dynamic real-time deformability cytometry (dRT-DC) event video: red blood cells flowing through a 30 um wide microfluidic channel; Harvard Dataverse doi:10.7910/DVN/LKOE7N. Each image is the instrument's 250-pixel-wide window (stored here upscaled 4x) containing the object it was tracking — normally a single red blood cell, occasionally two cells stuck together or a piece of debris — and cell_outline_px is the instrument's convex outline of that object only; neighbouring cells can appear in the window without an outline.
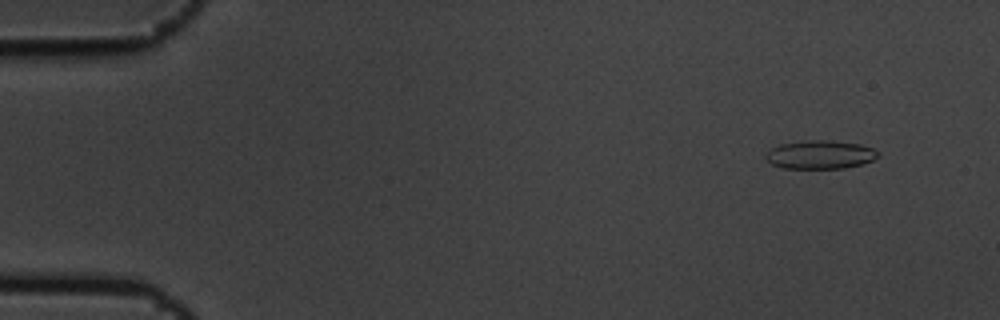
{"species": "common noctule bat (a hibernating species)", "species_latin": "Nyctalus noctula", "temperature_condition": "cold", "stored_images_in_passage": 15, "camera_frame_rate_fps": 3000, "um_per_image_px": 0.085, "animal": {"sex": "male", "body_mass_g": 19.5, "forearm_length_mm": 54.6}, "frame": {"image": 1, "passage_image": 2, "time_ms": 0.333, "image_size_px": [1000, 320], "cell_outline_px": [[880, 156], [864, 164], [844, 168], [784, 168], [772, 164], [764, 156], [772, 148], [780, 144], [804, 140], [832, 140], [860, 144], [872, 148], [880, 152]], "centroid_in_image_um": [69.76, 13.14], "position_along_channel_um": 15.2, "area_um2": 18.73}}
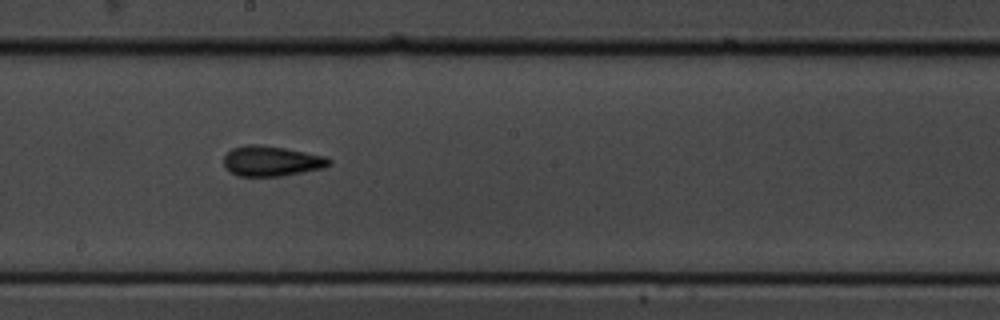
{"frame": {"image": 2, "passage_image": 9, "time_ms": 2.667, "image_size_px": [1000, 320], "cell_outline_px": [[332, 164], [324, 168], [280, 176], [240, 176], [228, 172], [224, 164], [224, 156], [232, 148], [248, 144], [264, 144], [324, 156], [332, 160]], "centroid_in_image_um": [23.06, 13.69], "position_along_channel_um": 225.1, "area_um2": 18.61}}
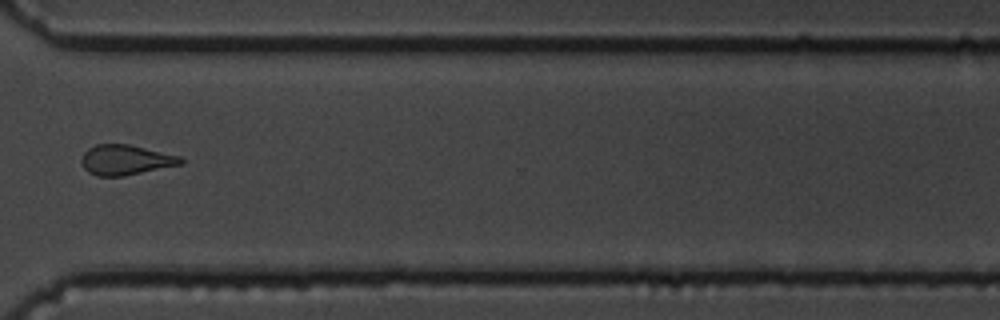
{"frame": {"image": 3, "passage_image": 12, "time_ms": 3.667, "image_size_px": [1000, 320], "cell_outline_px": [[184, 164], [124, 176], [96, 176], [88, 172], [84, 168], [80, 160], [84, 152], [88, 148], [96, 144], [128, 144], [180, 156], [184, 160]], "centroid_in_image_um": [10.68, 13.6], "position_along_channel_um": 359.9, "area_um2": 17.51}}